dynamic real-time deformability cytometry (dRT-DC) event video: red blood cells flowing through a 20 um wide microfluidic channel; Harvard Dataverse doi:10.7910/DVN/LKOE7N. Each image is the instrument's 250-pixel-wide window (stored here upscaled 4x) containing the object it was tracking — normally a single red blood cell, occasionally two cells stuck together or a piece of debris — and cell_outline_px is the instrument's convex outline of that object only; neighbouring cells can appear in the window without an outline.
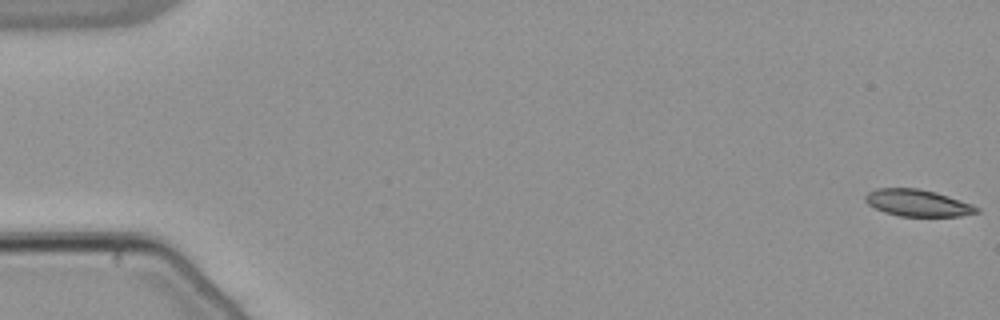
{"species": "common noctule bat (a hibernating species)", "species_latin": "Nyctalus noctula", "temperature_condition": "warm", "stored_images_in_passage": 55, "camera_frame_rate_fps": 3000, "um_per_image_px": 0.085, "animal": {"sex": "male", "body_mass_g": 21.5, "forearm_length_mm": 52.0}, "frame": {"image": 1, "passage_image": 1, "time_ms": 0.0, "image_size_px": [1000, 320], "cell_outline_px": [[980, 212], [960, 216], [900, 216], [884, 212], [868, 204], [864, 200], [864, 196], [868, 192], [876, 188], [916, 188], [936, 192], [972, 204], [980, 208]], "centroid_in_image_um": [78.0, 17.25], "position_along_channel_um": 7.0, "area_um2": 17.4}}
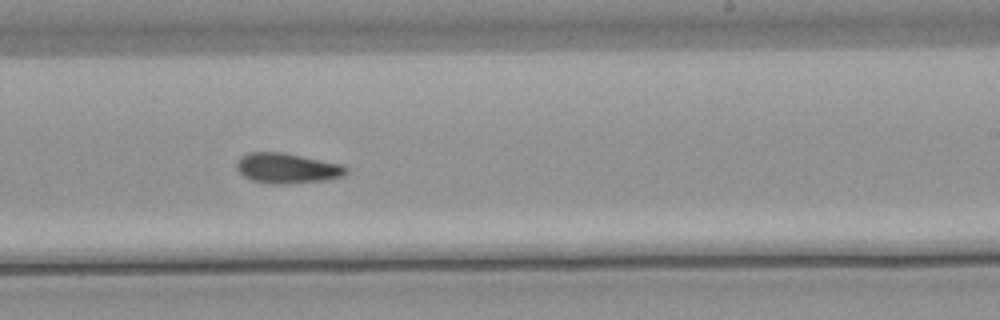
{"frame": {"image": 2, "passage_image": 34, "time_ms": 11.0, "image_size_px": [1000, 320], "cell_outline_px": [[348, 172], [344, 176], [324, 180], [288, 184], [272, 184], [252, 180], [244, 176], [236, 168], [236, 160], [240, 156], [248, 152], [284, 152], [340, 164], [348, 168]], "centroid_in_image_um": [24.38, 14.29], "position_along_channel_um": 264.6, "area_um2": 19.36}}
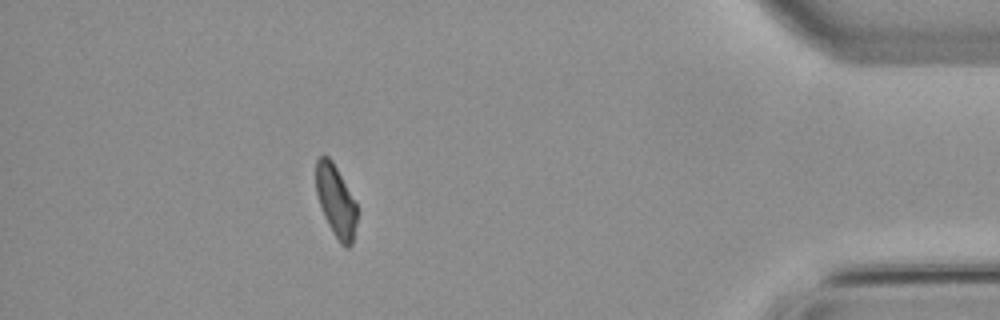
{"frame": {"image": 3, "passage_image": 49, "time_ms": 16.0, "image_size_px": [1000, 320], "cell_outline_px": [[356, 224], [352, 244], [348, 248], [344, 248], [340, 244], [328, 224], [324, 216], [316, 192], [316, 160], [320, 156], [328, 156], [332, 160], [356, 204]], "centroid_in_image_um": [28.54, 17.11], "position_along_channel_um": 406.7, "area_um2": 16.88}, "authors_computed_cell_mechanics": {"area_um2": 18.6116, "velocity_mm_per_s": 3.8284, "shape_relaxation_time_tau1_ms": 10.6421, "shape_relaxation_time_tau2_ms": 9.7612, "deformation_change_tau1": 0.2087, "deformation_change_tau2": 0.1744}}